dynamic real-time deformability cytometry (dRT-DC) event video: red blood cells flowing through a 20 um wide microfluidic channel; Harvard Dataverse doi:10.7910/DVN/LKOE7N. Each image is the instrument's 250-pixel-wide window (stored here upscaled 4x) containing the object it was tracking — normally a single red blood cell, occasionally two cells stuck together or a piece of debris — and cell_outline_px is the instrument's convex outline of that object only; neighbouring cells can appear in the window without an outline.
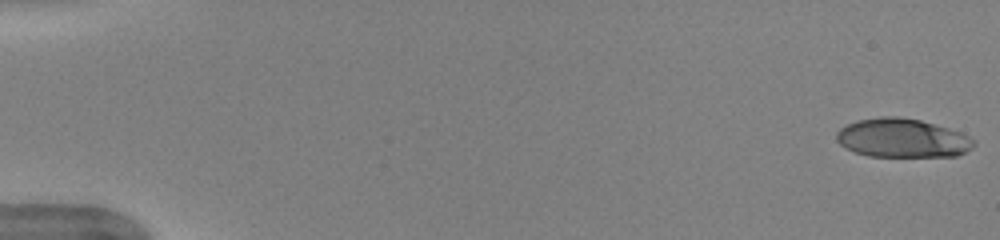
{"species": "human", "species_latin": "Homo sapiens", "temperature_condition": "warm", "stored_images_in_passage": 51, "camera_frame_rate_fps": 3000, "um_per_image_px": 0.085, "donor": {"sex": "female"}, "frame": {"image": 1, "passage_image": 1, "time_ms": 0.0, "image_size_px": [1000, 240], "cell_outline_px": [[976, 144], [972, 148], [956, 156], [868, 156], [856, 152], [840, 144], [836, 140], [836, 132], [840, 128], [856, 120], [880, 116], [896, 116], [920, 120], [948, 128], [960, 132], [976, 140]], "centroid_in_image_um": [76.7, 11.73], "position_along_channel_um": 8.3, "area_um2": 31.04}}
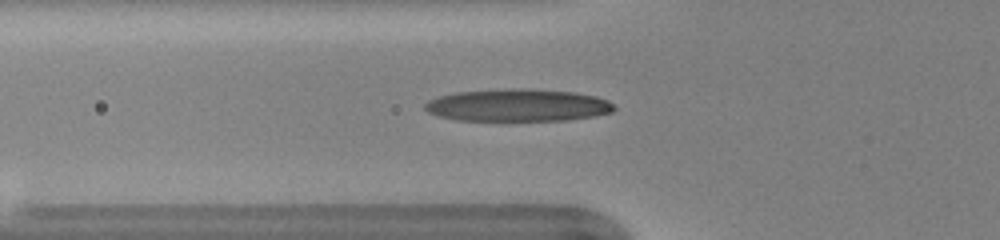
{"frame": {"image": 2, "passage_image": 19, "time_ms": 6.0, "image_size_px": [1000, 240], "cell_outline_px": [[616, 108], [612, 112], [592, 116], [568, 120], [456, 120], [436, 116], [428, 112], [424, 108], [424, 104], [428, 100], [440, 96], [456, 92], [512, 88], [528, 88], [572, 92], [596, 96], [608, 100]], "centroid_in_image_um": [43.99, 8.94], "position_along_channel_um": 81.8, "area_um2": 35.72}}
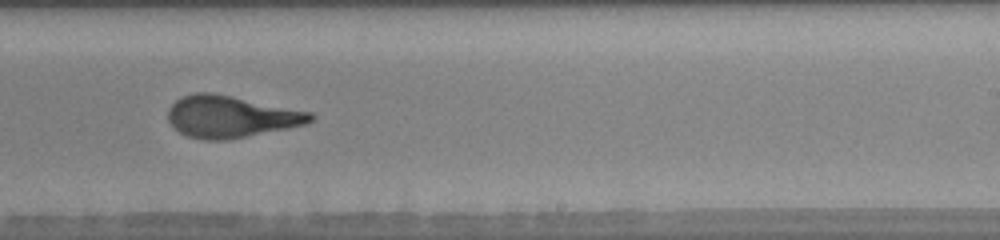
{"frame": {"image": 3, "passage_image": 33, "time_ms": 10.667, "image_size_px": [1000, 240], "cell_outline_px": [[316, 116], [308, 124], [228, 140], [204, 140], [188, 136], [180, 132], [168, 120], [168, 108], [176, 100], [184, 96], [196, 92], [212, 92], [312, 112]], "centroid_in_image_um": [19.64, 9.91], "position_along_channel_um": 269.4, "area_um2": 34.68}, "authors_computed_cell_mechanics": {"area_um2": 34.102, "velocity_mm_per_s": 4.0092, "shape_relaxation_time_tau1_ms": 4.7515, "shape_relaxation_time_tau2_ms": 1.1795, "deformation_change_tau1": 0.238, "deformation_change_tau2": 0.0955}}